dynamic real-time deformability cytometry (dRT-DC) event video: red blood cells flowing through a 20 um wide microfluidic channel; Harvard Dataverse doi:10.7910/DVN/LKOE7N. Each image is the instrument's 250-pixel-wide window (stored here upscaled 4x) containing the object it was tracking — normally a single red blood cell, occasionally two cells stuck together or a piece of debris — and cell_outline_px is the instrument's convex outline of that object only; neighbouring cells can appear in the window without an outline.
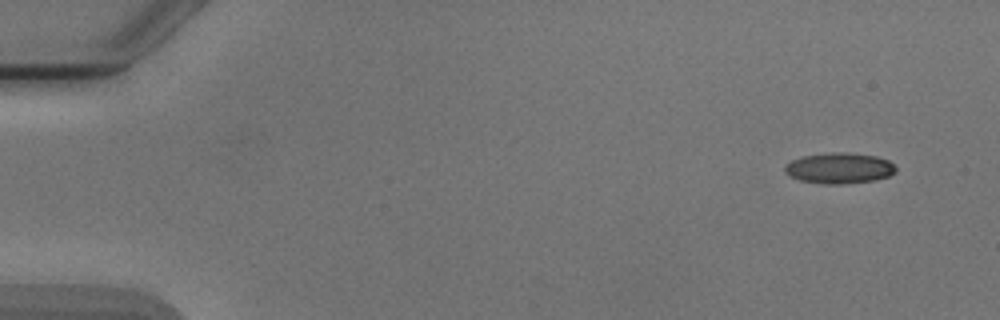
{"species": "Egyptian fruit bat (a non-hibernating species)", "species_latin": "Rousettus aegyptiacus", "temperature_condition": "cold", "stored_images_in_passage": 7, "camera_frame_rate_fps": 3000, "um_per_image_px": 0.085, "animal": {"sex": "male"}, "frame": {"image": 1, "passage_image": 1, "time_ms": 0.0, "image_size_px": [1000, 320], "cell_outline_px": [[896, 172], [888, 176], [876, 180], [840, 184], [824, 184], [800, 180], [788, 176], [784, 172], [784, 164], [792, 160], [804, 156], [832, 152], [844, 152], [876, 156], [888, 160], [896, 168]], "centroid_in_image_um": [71.31, 14.3], "position_along_channel_um": 13.7, "area_um2": 19.94}}
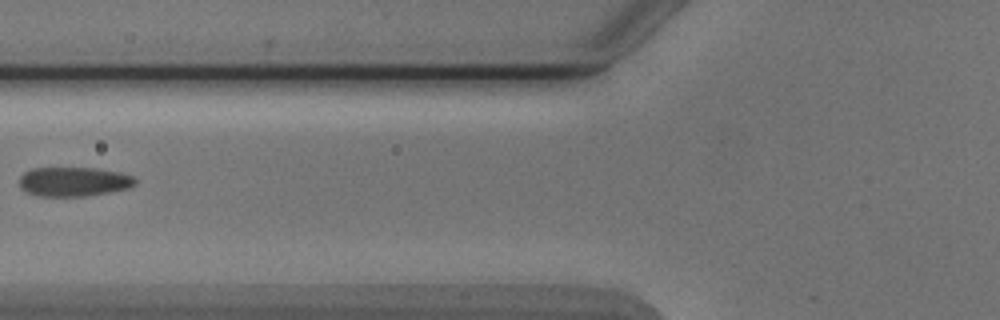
{"frame": {"image": 2, "passage_image": 6, "time_ms": 6.0, "image_size_px": [1000, 320], "cell_outline_px": [[136, 184], [128, 188], [108, 192], [84, 196], [40, 196], [24, 192], [20, 188], [20, 176], [24, 172], [32, 168], [96, 168], [120, 172], [132, 176], [136, 180]], "centroid_in_image_um": [6.24, 15.44], "position_along_channel_um": 119.6, "area_um2": 19.83}}
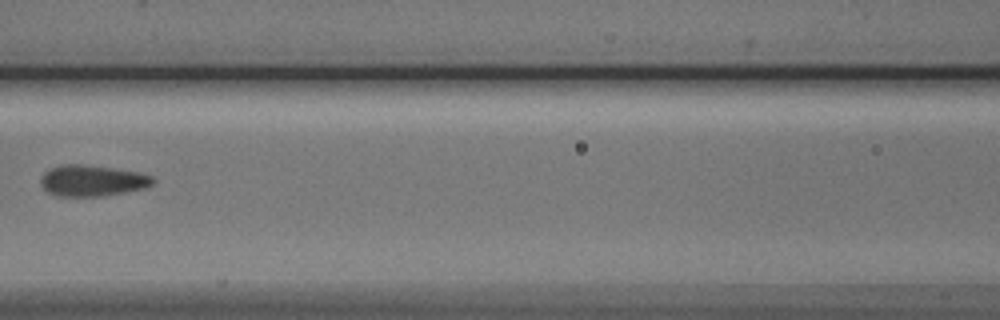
{"frame": {"image": 3, "passage_image": 7, "time_ms": 7.0, "image_size_px": [1000, 320], "cell_outline_px": [[156, 180], [148, 188], [104, 196], [56, 196], [48, 192], [40, 184], [40, 180], [44, 172], [52, 168], [64, 164], [76, 164], [112, 168], [136, 172], [152, 176]], "centroid_in_image_um": [7.85, 15.37], "position_along_channel_um": 158.7, "area_um2": 20.29}}